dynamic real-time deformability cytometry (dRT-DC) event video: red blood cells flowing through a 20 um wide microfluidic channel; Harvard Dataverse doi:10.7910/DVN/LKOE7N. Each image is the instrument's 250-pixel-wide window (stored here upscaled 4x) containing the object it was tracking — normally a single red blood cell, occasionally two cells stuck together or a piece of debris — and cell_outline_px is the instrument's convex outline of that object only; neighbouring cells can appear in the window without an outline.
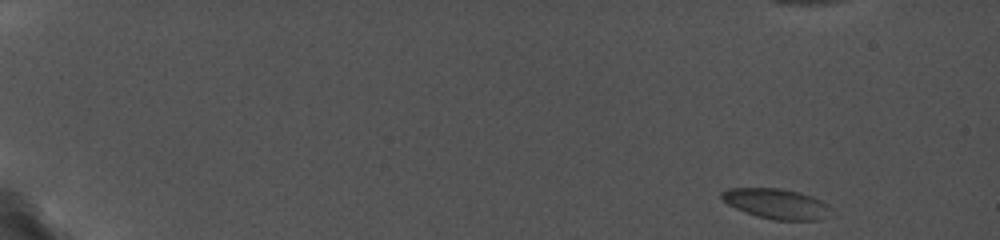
{"species": "common noctule bat (a hibernating species)", "species_latin": "Nyctalus noctula", "temperature_condition": "cold", "stored_images_in_passage": 53, "camera_frame_rate_fps": 5000, "um_per_image_px": 0.085, "animal": {"sex": "female", "body_mass_g": 19.0, "forearm_length_mm": 56.7}, "frame": {"image": 1, "passage_image": 1, "time_ms": 0.0, "image_size_px": [1000, 240], "cell_outline_px": [[836, 212], [820, 220], [772, 220], [756, 216], [736, 208], [728, 204], [720, 196], [720, 192], [728, 188], [780, 188], [812, 196], [828, 204]], "centroid_in_image_um": [66.05, 17.33], "position_along_channel_um": 19.0, "area_um2": 19.42}}
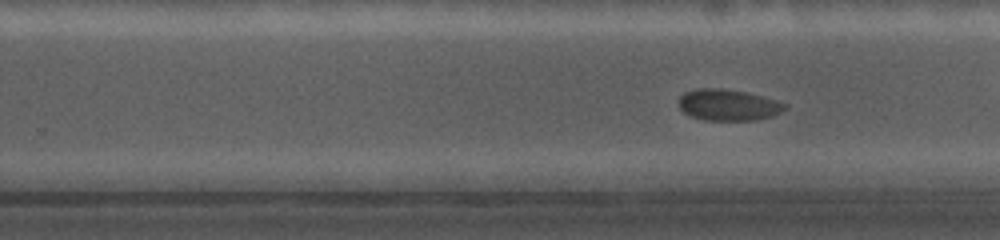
{"frame": {"image": 2, "passage_image": 40, "time_ms": 11.4, "image_size_px": [1000, 240], "cell_outline_px": [[788, 108], [772, 116], [756, 120], [704, 120], [692, 116], [684, 112], [680, 108], [680, 96], [684, 92], [696, 88], [720, 88], [748, 92], [776, 100], [788, 104]], "centroid_in_image_um": [61.93, 8.91], "position_along_channel_um": 267.9, "area_um2": 19.42}}
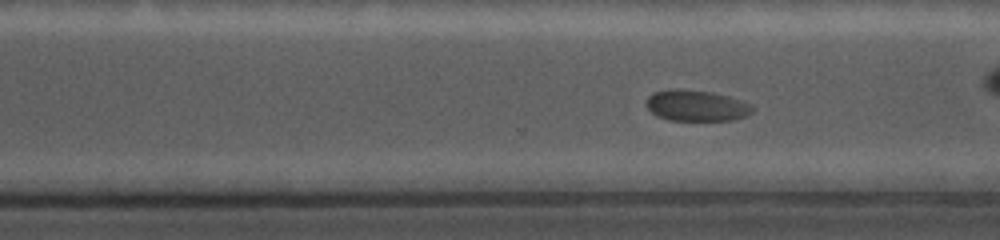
{"frame": {"image": 3, "passage_image": 45, "time_ms": 12.6, "image_size_px": [1000, 240], "cell_outline_px": [[756, 108], [748, 116], [736, 120], [668, 120], [656, 116], [644, 104], [648, 96], [652, 92], [672, 88], [680, 88], [712, 92], [728, 96], [752, 104]], "centroid_in_image_um": [59.2, 8.97], "position_along_channel_um": 311.4, "area_um2": 19.65}}